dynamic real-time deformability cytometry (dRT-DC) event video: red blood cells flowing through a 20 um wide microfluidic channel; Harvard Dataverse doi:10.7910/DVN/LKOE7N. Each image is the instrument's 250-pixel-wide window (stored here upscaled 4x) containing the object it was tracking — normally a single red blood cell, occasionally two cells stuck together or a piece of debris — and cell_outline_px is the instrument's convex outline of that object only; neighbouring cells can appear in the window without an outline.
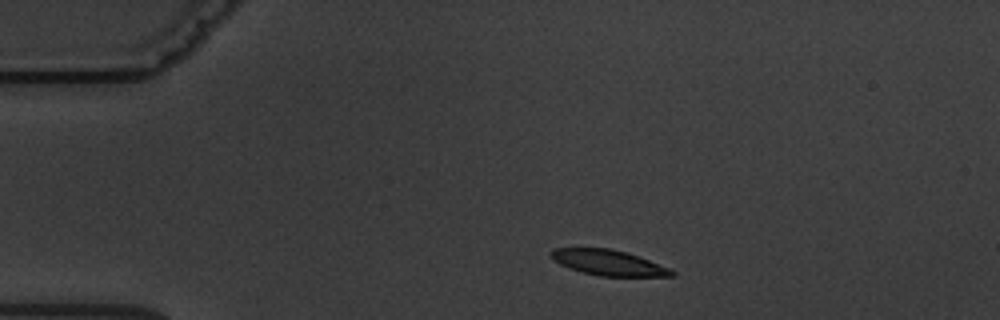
{"species": "common noctule bat (a hibernating species)", "species_latin": "Nyctalus noctula", "temperature_condition": "warm", "stored_images_in_passage": 5, "camera_frame_rate_fps": 3000, "um_per_image_px": 0.085, "animal": {"sex": "male", "body_mass_g": 19.5, "forearm_length_mm": 54.6}, "frame": {"image": 1, "passage_image": 2, "time_ms": 1.0, "image_size_px": [1000, 320], "cell_outline_px": [[676, 276], [600, 276], [580, 272], [568, 268], [552, 260], [548, 256], [548, 252], [552, 248], [612, 248], [672, 268], [676, 272]], "centroid_in_image_um": [51.66, 22.32], "position_along_channel_um": 33.3, "area_um2": 18.15}}